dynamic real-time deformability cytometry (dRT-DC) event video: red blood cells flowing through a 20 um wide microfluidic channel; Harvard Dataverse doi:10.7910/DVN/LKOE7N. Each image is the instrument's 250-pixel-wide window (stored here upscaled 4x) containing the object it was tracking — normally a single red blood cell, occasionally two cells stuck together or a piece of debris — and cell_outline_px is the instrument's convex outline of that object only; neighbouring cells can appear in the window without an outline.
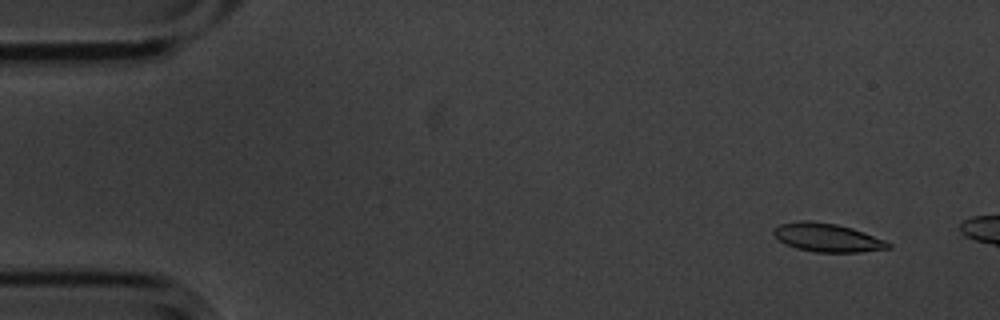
{"species": "common noctule bat (a hibernating species)", "species_latin": "Nyctalus noctula", "temperature_condition": "cold", "stored_images_in_passage": 4, "camera_frame_rate_fps": 3000, "um_per_image_px": 0.085, "animal": {"sex": "male", "body_mass_g": 20.1, "forearm_length_mm": 53.5}, "frame": {"image": 1, "passage_image": 1, "time_ms": 0.0, "image_size_px": [1000, 320], "cell_outline_px": [[892, 248], [860, 252], [816, 252], [796, 248], [780, 240], [772, 232], [772, 228], [780, 224], [800, 220], [812, 220], [836, 224], [852, 228], [864, 232], [884, 240], [892, 244]], "centroid_in_image_um": [70.32, 20.18], "position_along_channel_um": 14.7, "area_um2": 19.02}}